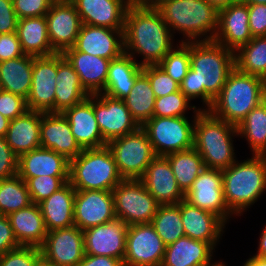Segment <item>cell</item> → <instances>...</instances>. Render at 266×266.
<instances>
[{
	"instance_id": "57",
	"label": "cell",
	"mask_w": 266,
	"mask_h": 266,
	"mask_svg": "<svg viewBox=\"0 0 266 266\" xmlns=\"http://www.w3.org/2000/svg\"><path fill=\"white\" fill-rule=\"evenodd\" d=\"M209 4L213 5L218 11L230 6L238 0H206Z\"/></svg>"
},
{
	"instance_id": "20",
	"label": "cell",
	"mask_w": 266,
	"mask_h": 266,
	"mask_svg": "<svg viewBox=\"0 0 266 266\" xmlns=\"http://www.w3.org/2000/svg\"><path fill=\"white\" fill-rule=\"evenodd\" d=\"M123 31L82 24L73 47L77 51L114 60L124 53Z\"/></svg>"
},
{
	"instance_id": "38",
	"label": "cell",
	"mask_w": 266,
	"mask_h": 266,
	"mask_svg": "<svg viewBox=\"0 0 266 266\" xmlns=\"http://www.w3.org/2000/svg\"><path fill=\"white\" fill-rule=\"evenodd\" d=\"M235 53V67L266 81V36L253 37Z\"/></svg>"
},
{
	"instance_id": "55",
	"label": "cell",
	"mask_w": 266,
	"mask_h": 266,
	"mask_svg": "<svg viewBox=\"0 0 266 266\" xmlns=\"http://www.w3.org/2000/svg\"><path fill=\"white\" fill-rule=\"evenodd\" d=\"M164 1L167 0H130V4L140 8H157Z\"/></svg>"
},
{
	"instance_id": "29",
	"label": "cell",
	"mask_w": 266,
	"mask_h": 266,
	"mask_svg": "<svg viewBox=\"0 0 266 266\" xmlns=\"http://www.w3.org/2000/svg\"><path fill=\"white\" fill-rule=\"evenodd\" d=\"M76 190L67 182L50 197L38 203L47 232L74 226Z\"/></svg>"
},
{
	"instance_id": "37",
	"label": "cell",
	"mask_w": 266,
	"mask_h": 266,
	"mask_svg": "<svg viewBox=\"0 0 266 266\" xmlns=\"http://www.w3.org/2000/svg\"><path fill=\"white\" fill-rule=\"evenodd\" d=\"M155 100L151 83L143 72L136 78L129 95L123 99L129 112L140 126L153 117Z\"/></svg>"
},
{
	"instance_id": "59",
	"label": "cell",
	"mask_w": 266,
	"mask_h": 266,
	"mask_svg": "<svg viewBox=\"0 0 266 266\" xmlns=\"http://www.w3.org/2000/svg\"><path fill=\"white\" fill-rule=\"evenodd\" d=\"M10 120L0 113V137H5Z\"/></svg>"
},
{
	"instance_id": "14",
	"label": "cell",
	"mask_w": 266,
	"mask_h": 266,
	"mask_svg": "<svg viewBox=\"0 0 266 266\" xmlns=\"http://www.w3.org/2000/svg\"><path fill=\"white\" fill-rule=\"evenodd\" d=\"M57 53L33 56L31 88L26 104L28 110L55 113Z\"/></svg>"
},
{
	"instance_id": "44",
	"label": "cell",
	"mask_w": 266,
	"mask_h": 266,
	"mask_svg": "<svg viewBox=\"0 0 266 266\" xmlns=\"http://www.w3.org/2000/svg\"><path fill=\"white\" fill-rule=\"evenodd\" d=\"M189 99L179 90L169 95L156 98L154 117H184L189 106Z\"/></svg>"
},
{
	"instance_id": "39",
	"label": "cell",
	"mask_w": 266,
	"mask_h": 266,
	"mask_svg": "<svg viewBox=\"0 0 266 266\" xmlns=\"http://www.w3.org/2000/svg\"><path fill=\"white\" fill-rule=\"evenodd\" d=\"M151 224L166 246L185 236L178 204L159 205Z\"/></svg>"
},
{
	"instance_id": "19",
	"label": "cell",
	"mask_w": 266,
	"mask_h": 266,
	"mask_svg": "<svg viewBox=\"0 0 266 266\" xmlns=\"http://www.w3.org/2000/svg\"><path fill=\"white\" fill-rule=\"evenodd\" d=\"M248 18V5L239 0L221 9L217 32L213 41L235 53L253 38Z\"/></svg>"
},
{
	"instance_id": "36",
	"label": "cell",
	"mask_w": 266,
	"mask_h": 266,
	"mask_svg": "<svg viewBox=\"0 0 266 266\" xmlns=\"http://www.w3.org/2000/svg\"><path fill=\"white\" fill-rule=\"evenodd\" d=\"M165 157L170 163L179 188L186 194L197 176L205 169L201 155L193 147L167 154Z\"/></svg>"
},
{
	"instance_id": "26",
	"label": "cell",
	"mask_w": 266,
	"mask_h": 266,
	"mask_svg": "<svg viewBox=\"0 0 266 266\" xmlns=\"http://www.w3.org/2000/svg\"><path fill=\"white\" fill-rule=\"evenodd\" d=\"M62 54L79 75L82 86L90 95L104 90L111 60L77 51L74 47L64 50Z\"/></svg>"
},
{
	"instance_id": "40",
	"label": "cell",
	"mask_w": 266,
	"mask_h": 266,
	"mask_svg": "<svg viewBox=\"0 0 266 266\" xmlns=\"http://www.w3.org/2000/svg\"><path fill=\"white\" fill-rule=\"evenodd\" d=\"M237 133L246 136L254 155H266V110L262 103L238 124Z\"/></svg>"
},
{
	"instance_id": "28",
	"label": "cell",
	"mask_w": 266,
	"mask_h": 266,
	"mask_svg": "<svg viewBox=\"0 0 266 266\" xmlns=\"http://www.w3.org/2000/svg\"><path fill=\"white\" fill-rule=\"evenodd\" d=\"M40 125L41 112L34 110H27L23 115L9 122L5 139L18 158L41 147Z\"/></svg>"
},
{
	"instance_id": "54",
	"label": "cell",
	"mask_w": 266,
	"mask_h": 266,
	"mask_svg": "<svg viewBox=\"0 0 266 266\" xmlns=\"http://www.w3.org/2000/svg\"><path fill=\"white\" fill-rule=\"evenodd\" d=\"M77 266H124L119 259L108 256L85 254L83 260Z\"/></svg>"
},
{
	"instance_id": "50",
	"label": "cell",
	"mask_w": 266,
	"mask_h": 266,
	"mask_svg": "<svg viewBox=\"0 0 266 266\" xmlns=\"http://www.w3.org/2000/svg\"><path fill=\"white\" fill-rule=\"evenodd\" d=\"M25 55L16 32L0 34V62Z\"/></svg>"
},
{
	"instance_id": "61",
	"label": "cell",
	"mask_w": 266,
	"mask_h": 266,
	"mask_svg": "<svg viewBox=\"0 0 266 266\" xmlns=\"http://www.w3.org/2000/svg\"><path fill=\"white\" fill-rule=\"evenodd\" d=\"M247 5L266 4V0H239Z\"/></svg>"
},
{
	"instance_id": "49",
	"label": "cell",
	"mask_w": 266,
	"mask_h": 266,
	"mask_svg": "<svg viewBox=\"0 0 266 266\" xmlns=\"http://www.w3.org/2000/svg\"><path fill=\"white\" fill-rule=\"evenodd\" d=\"M18 157L11 150L5 137H0V180L17 175Z\"/></svg>"
},
{
	"instance_id": "32",
	"label": "cell",
	"mask_w": 266,
	"mask_h": 266,
	"mask_svg": "<svg viewBox=\"0 0 266 266\" xmlns=\"http://www.w3.org/2000/svg\"><path fill=\"white\" fill-rule=\"evenodd\" d=\"M133 54L124 52L110 61L104 94L121 100L129 95L136 78L142 73V66L133 60Z\"/></svg>"
},
{
	"instance_id": "25",
	"label": "cell",
	"mask_w": 266,
	"mask_h": 266,
	"mask_svg": "<svg viewBox=\"0 0 266 266\" xmlns=\"http://www.w3.org/2000/svg\"><path fill=\"white\" fill-rule=\"evenodd\" d=\"M70 161L63 155L43 147L18 158L17 174L26 181L40 176L69 177Z\"/></svg>"
},
{
	"instance_id": "48",
	"label": "cell",
	"mask_w": 266,
	"mask_h": 266,
	"mask_svg": "<svg viewBox=\"0 0 266 266\" xmlns=\"http://www.w3.org/2000/svg\"><path fill=\"white\" fill-rule=\"evenodd\" d=\"M55 0H12L18 19L45 16Z\"/></svg>"
},
{
	"instance_id": "21",
	"label": "cell",
	"mask_w": 266,
	"mask_h": 266,
	"mask_svg": "<svg viewBox=\"0 0 266 266\" xmlns=\"http://www.w3.org/2000/svg\"><path fill=\"white\" fill-rule=\"evenodd\" d=\"M40 141L41 147L51 149L69 161L83 151L63 113L41 112Z\"/></svg>"
},
{
	"instance_id": "23",
	"label": "cell",
	"mask_w": 266,
	"mask_h": 266,
	"mask_svg": "<svg viewBox=\"0 0 266 266\" xmlns=\"http://www.w3.org/2000/svg\"><path fill=\"white\" fill-rule=\"evenodd\" d=\"M82 24L124 30L130 0H70Z\"/></svg>"
},
{
	"instance_id": "51",
	"label": "cell",
	"mask_w": 266,
	"mask_h": 266,
	"mask_svg": "<svg viewBox=\"0 0 266 266\" xmlns=\"http://www.w3.org/2000/svg\"><path fill=\"white\" fill-rule=\"evenodd\" d=\"M252 37L266 36V4L248 5Z\"/></svg>"
},
{
	"instance_id": "62",
	"label": "cell",
	"mask_w": 266,
	"mask_h": 266,
	"mask_svg": "<svg viewBox=\"0 0 266 266\" xmlns=\"http://www.w3.org/2000/svg\"><path fill=\"white\" fill-rule=\"evenodd\" d=\"M261 103L265 106V110H266V92L263 95V98H262V102Z\"/></svg>"
},
{
	"instance_id": "43",
	"label": "cell",
	"mask_w": 266,
	"mask_h": 266,
	"mask_svg": "<svg viewBox=\"0 0 266 266\" xmlns=\"http://www.w3.org/2000/svg\"><path fill=\"white\" fill-rule=\"evenodd\" d=\"M25 182L32 203L38 204L69 182V177L40 176L28 178Z\"/></svg>"
},
{
	"instance_id": "16",
	"label": "cell",
	"mask_w": 266,
	"mask_h": 266,
	"mask_svg": "<svg viewBox=\"0 0 266 266\" xmlns=\"http://www.w3.org/2000/svg\"><path fill=\"white\" fill-rule=\"evenodd\" d=\"M45 16L52 48L62 53L73 47L82 25L74 4L70 0L54 1Z\"/></svg>"
},
{
	"instance_id": "15",
	"label": "cell",
	"mask_w": 266,
	"mask_h": 266,
	"mask_svg": "<svg viewBox=\"0 0 266 266\" xmlns=\"http://www.w3.org/2000/svg\"><path fill=\"white\" fill-rule=\"evenodd\" d=\"M40 250L55 266H77L85 256L83 230L74 225L49 231Z\"/></svg>"
},
{
	"instance_id": "41",
	"label": "cell",
	"mask_w": 266,
	"mask_h": 266,
	"mask_svg": "<svg viewBox=\"0 0 266 266\" xmlns=\"http://www.w3.org/2000/svg\"><path fill=\"white\" fill-rule=\"evenodd\" d=\"M32 204L26 182L17 174L0 180V214L10 213Z\"/></svg>"
},
{
	"instance_id": "6",
	"label": "cell",
	"mask_w": 266,
	"mask_h": 266,
	"mask_svg": "<svg viewBox=\"0 0 266 266\" xmlns=\"http://www.w3.org/2000/svg\"><path fill=\"white\" fill-rule=\"evenodd\" d=\"M156 9L168 27L183 32L186 40L213 41L216 35L219 11L206 0H167ZM209 31L212 32L209 36L196 40Z\"/></svg>"
},
{
	"instance_id": "1",
	"label": "cell",
	"mask_w": 266,
	"mask_h": 266,
	"mask_svg": "<svg viewBox=\"0 0 266 266\" xmlns=\"http://www.w3.org/2000/svg\"><path fill=\"white\" fill-rule=\"evenodd\" d=\"M190 69L180 91L190 100L201 97L208 109L235 68V53L215 41H189Z\"/></svg>"
},
{
	"instance_id": "4",
	"label": "cell",
	"mask_w": 266,
	"mask_h": 266,
	"mask_svg": "<svg viewBox=\"0 0 266 266\" xmlns=\"http://www.w3.org/2000/svg\"><path fill=\"white\" fill-rule=\"evenodd\" d=\"M195 111L193 147L205 168L227 169L235 162L231 136L238 134L237 127L213 116L208 109Z\"/></svg>"
},
{
	"instance_id": "3",
	"label": "cell",
	"mask_w": 266,
	"mask_h": 266,
	"mask_svg": "<svg viewBox=\"0 0 266 266\" xmlns=\"http://www.w3.org/2000/svg\"><path fill=\"white\" fill-rule=\"evenodd\" d=\"M265 92L264 79L243 73L235 67L208 111L237 127L262 102Z\"/></svg>"
},
{
	"instance_id": "10",
	"label": "cell",
	"mask_w": 266,
	"mask_h": 266,
	"mask_svg": "<svg viewBox=\"0 0 266 266\" xmlns=\"http://www.w3.org/2000/svg\"><path fill=\"white\" fill-rule=\"evenodd\" d=\"M194 124L184 117H152L141 128L156 156L193 148Z\"/></svg>"
},
{
	"instance_id": "8",
	"label": "cell",
	"mask_w": 266,
	"mask_h": 266,
	"mask_svg": "<svg viewBox=\"0 0 266 266\" xmlns=\"http://www.w3.org/2000/svg\"><path fill=\"white\" fill-rule=\"evenodd\" d=\"M123 179H141L156 157L147 134L140 127L107 143Z\"/></svg>"
},
{
	"instance_id": "33",
	"label": "cell",
	"mask_w": 266,
	"mask_h": 266,
	"mask_svg": "<svg viewBox=\"0 0 266 266\" xmlns=\"http://www.w3.org/2000/svg\"><path fill=\"white\" fill-rule=\"evenodd\" d=\"M213 249L208 242L184 236L166 246L161 266H206Z\"/></svg>"
},
{
	"instance_id": "27",
	"label": "cell",
	"mask_w": 266,
	"mask_h": 266,
	"mask_svg": "<svg viewBox=\"0 0 266 266\" xmlns=\"http://www.w3.org/2000/svg\"><path fill=\"white\" fill-rule=\"evenodd\" d=\"M180 215L185 236L208 242L214 247L225 225L219 216L193 206L185 200L180 202Z\"/></svg>"
},
{
	"instance_id": "63",
	"label": "cell",
	"mask_w": 266,
	"mask_h": 266,
	"mask_svg": "<svg viewBox=\"0 0 266 266\" xmlns=\"http://www.w3.org/2000/svg\"><path fill=\"white\" fill-rule=\"evenodd\" d=\"M206 266H210V264H208V265H206ZM211 266H225V264L219 262V263H217V264L214 263V264H212Z\"/></svg>"
},
{
	"instance_id": "30",
	"label": "cell",
	"mask_w": 266,
	"mask_h": 266,
	"mask_svg": "<svg viewBox=\"0 0 266 266\" xmlns=\"http://www.w3.org/2000/svg\"><path fill=\"white\" fill-rule=\"evenodd\" d=\"M7 217L20 246L40 248L44 244L47 230L38 204L32 203L26 208L10 213Z\"/></svg>"
},
{
	"instance_id": "45",
	"label": "cell",
	"mask_w": 266,
	"mask_h": 266,
	"mask_svg": "<svg viewBox=\"0 0 266 266\" xmlns=\"http://www.w3.org/2000/svg\"><path fill=\"white\" fill-rule=\"evenodd\" d=\"M142 72L148 77L156 98L166 96L180 90L179 84L159 65L143 66Z\"/></svg>"
},
{
	"instance_id": "31",
	"label": "cell",
	"mask_w": 266,
	"mask_h": 266,
	"mask_svg": "<svg viewBox=\"0 0 266 266\" xmlns=\"http://www.w3.org/2000/svg\"><path fill=\"white\" fill-rule=\"evenodd\" d=\"M89 95L68 60L62 53H57L55 113H63L66 109L82 102Z\"/></svg>"
},
{
	"instance_id": "56",
	"label": "cell",
	"mask_w": 266,
	"mask_h": 266,
	"mask_svg": "<svg viewBox=\"0 0 266 266\" xmlns=\"http://www.w3.org/2000/svg\"><path fill=\"white\" fill-rule=\"evenodd\" d=\"M258 253L255 255L257 257L261 258H266V226L263 229V232L260 237V242H259V248H258Z\"/></svg>"
},
{
	"instance_id": "24",
	"label": "cell",
	"mask_w": 266,
	"mask_h": 266,
	"mask_svg": "<svg viewBox=\"0 0 266 266\" xmlns=\"http://www.w3.org/2000/svg\"><path fill=\"white\" fill-rule=\"evenodd\" d=\"M63 115L67 118L72 135L82 149L100 148L106 146L94 114L93 95L82 102L66 109Z\"/></svg>"
},
{
	"instance_id": "5",
	"label": "cell",
	"mask_w": 266,
	"mask_h": 266,
	"mask_svg": "<svg viewBox=\"0 0 266 266\" xmlns=\"http://www.w3.org/2000/svg\"><path fill=\"white\" fill-rule=\"evenodd\" d=\"M224 200L236 214L254 203L266 189V155H253L222 170Z\"/></svg>"
},
{
	"instance_id": "58",
	"label": "cell",
	"mask_w": 266,
	"mask_h": 266,
	"mask_svg": "<svg viewBox=\"0 0 266 266\" xmlns=\"http://www.w3.org/2000/svg\"><path fill=\"white\" fill-rule=\"evenodd\" d=\"M243 266H266V258L253 256L249 258Z\"/></svg>"
},
{
	"instance_id": "46",
	"label": "cell",
	"mask_w": 266,
	"mask_h": 266,
	"mask_svg": "<svg viewBox=\"0 0 266 266\" xmlns=\"http://www.w3.org/2000/svg\"><path fill=\"white\" fill-rule=\"evenodd\" d=\"M41 250L35 246H20L0 255V266H33L41 256Z\"/></svg>"
},
{
	"instance_id": "53",
	"label": "cell",
	"mask_w": 266,
	"mask_h": 266,
	"mask_svg": "<svg viewBox=\"0 0 266 266\" xmlns=\"http://www.w3.org/2000/svg\"><path fill=\"white\" fill-rule=\"evenodd\" d=\"M20 247L7 216L0 214V255Z\"/></svg>"
},
{
	"instance_id": "2",
	"label": "cell",
	"mask_w": 266,
	"mask_h": 266,
	"mask_svg": "<svg viewBox=\"0 0 266 266\" xmlns=\"http://www.w3.org/2000/svg\"><path fill=\"white\" fill-rule=\"evenodd\" d=\"M170 30L156 8H140L130 4L123 31L124 52L130 49L142 54V67L158 65L173 49Z\"/></svg>"
},
{
	"instance_id": "7",
	"label": "cell",
	"mask_w": 266,
	"mask_h": 266,
	"mask_svg": "<svg viewBox=\"0 0 266 266\" xmlns=\"http://www.w3.org/2000/svg\"><path fill=\"white\" fill-rule=\"evenodd\" d=\"M122 180L107 145L83 149L77 157L70 160L69 183L76 191H112Z\"/></svg>"
},
{
	"instance_id": "47",
	"label": "cell",
	"mask_w": 266,
	"mask_h": 266,
	"mask_svg": "<svg viewBox=\"0 0 266 266\" xmlns=\"http://www.w3.org/2000/svg\"><path fill=\"white\" fill-rule=\"evenodd\" d=\"M28 110L26 99L22 96L0 90V113L10 121Z\"/></svg>"
},
{
	"instance_id": "11",
	"label": "cell",
	"mask_w": 266,
	"mask_h": 266,
	"mask_svg": "<svg viewBox=\"0 0 266 266\" xmlns=\"http://www.w3.org/2000/svg\"><path fill=\"white\" fill-rule=\"evenodd\" d=\"M166 245L151 223L129 225L124 266H161Z\"/></svg>"
},
{
	"instance_id": "17",
	"label": "cell",
	"mask_w": 266,
	"mask_h": 266,
	"mask_svg": "<svg viewBox=\"0 0 266 266\" xmlns=\"http://www.w3.org/2000/svg\"><path fill=\"white\" fill-rule=\"evenodd\" d=\"M116 219L112 191H76L74 225L81 230L105 224Z\"/></svg>"
},
{
	"instance_id": "34",
	"label": "cell",
	"mask_w": 266,
	"mask_h": 266,
	"mask_svg": "<svg viewBox=\"0 0 266 266\" xmlns=\"http://www.w3.org/2000/svg\"><path fill=\"white\" fill-rule=\"evenodd\" d=\"M16 33L26 55L39 57L57 53L50 44L46 16L18 19Z\"/></svg>"
},
{
	"instance_id": "60",
	"label": "cell",
	"mask_w": 266,
	"mask_h": 266,
	"mask_svg": "<svg viewBox=\"0 0 266 266\" xmlns=\"http://www.w3.org/2000/svg\"><path fill=\"white\" fill-rule=\"evenodd\" d=\"M33 266H55L51 261L47 260L43 255H41L35 262Z\"/></svg>"
},
{
	"instance_id": "18",
	"label": "cell",
	"mask_w": 266,
	"mask_h": 266,
	"mask_svg": "<svg viewBox=\"0 0 266 266\" xmlns=\"http://www.w3.org/2000/svg\"><path fill=\"white\" fill-rule=\"evenodd\" d=\"M128 225L115 219L83 231L85 254L124 261Z\"/></svg>"
},
{
	"instance_id": "12",
	"label": "cell",
	"mask_w": 266,
	"mask_h": 266,
	"mask_svg": "<svg viewBox=\"0 0 266 266\" xmlns=\"http://www.w3.org/2000/svg\"><path fill=\"white\" fill-rule=\"evenodd\" d=\"M93 99L94 114L106 143L130 134L141 127L133 118L123 100L110 97L104 93L93 95Z\"/></svg>"
},
{
	"instance_id": "9",
	"label": "cell",
	"mask_w": 266,
	"mask_h": 266,
	"mask_svg": "<svg viewBox=\"0 0 266 266\" xmlns=\"http://www.w3.org/2000/svg\"><path fill=\"white\" fill-rule=\"evenodd\" d=\"M112 194L115 216L128 226L151 223L160 205L140 179H123Z\"/></svg>"
},
{
	"instance_id": "35",
	"label": "cell",
	"mask_w": 266,
	"mask_h": 266,
	"mask_svg": "<svg viewBox=\"0 0 266 266\" xmlns=\"http://www.w3.org/2000/svg\"><path fill=\"white\" fill-rule=\"evenodd\" d=\"M33 56L23 55L0 62V88L27 99L30 93Z\"/></svg>"
},
{
	"instance_id": "13",
	"label": "cell",
	"mask_w": 266,
	"mask_h": 266,
	"mask_svg": "<svg viewBox=\"0 0 266 266\" xmlns=\"http://www.w3.org/2000/svg\"><path fill=\"white\" fill-rule=\"evenodd\" d=\"M184 200L193 206L219 216L225 223L229 214H233L224 200L221 170L205 168L185 194Z\"/></svg>"
},
{
	"instance_id": "42",
	"label": "cell",
	"mask_w": 266,
	"mask_h": 266,
	"mask_svg": "<svg viewBox=\"0 0 266 266\" xmlns=\"http://www.w3.org/2000/svg\"><path fill=\"white\" fill-rule=\"evenodd\" d=\"M179 47L172 49L158 65L180 85L190 69L189 41H182Z\"/></svg>"
},
{
	"instance_id": "22",
	"label": "cell",
	"mask_w": 266,
	"mask_h": 266,
	"mask_svg": "<svg viewBox=\"0 0 266 266\" xmlns=\"http://www.w3.org/2000/svg\"><path fill=\"white\" fill-rule=\"evenodd\" d=\"M140 180L160 205L178 204L185 198L165 156H156Z\"/></svg>"
},
{
	"instance_id": "52",
	"label": "cell",
	"mask_w": 266,
	"mask_h": 266,
	"mask_svg": "<svg viewBox=\"0 0 266 266\" xmlns=\"http://www.w3.org/2000/svg\"><path fill=\"white\" fill-rule=\"evenodd\" d=\"M17 25L12 0H0V34L16 32Z\"/></svg>"
}]
</instances>
